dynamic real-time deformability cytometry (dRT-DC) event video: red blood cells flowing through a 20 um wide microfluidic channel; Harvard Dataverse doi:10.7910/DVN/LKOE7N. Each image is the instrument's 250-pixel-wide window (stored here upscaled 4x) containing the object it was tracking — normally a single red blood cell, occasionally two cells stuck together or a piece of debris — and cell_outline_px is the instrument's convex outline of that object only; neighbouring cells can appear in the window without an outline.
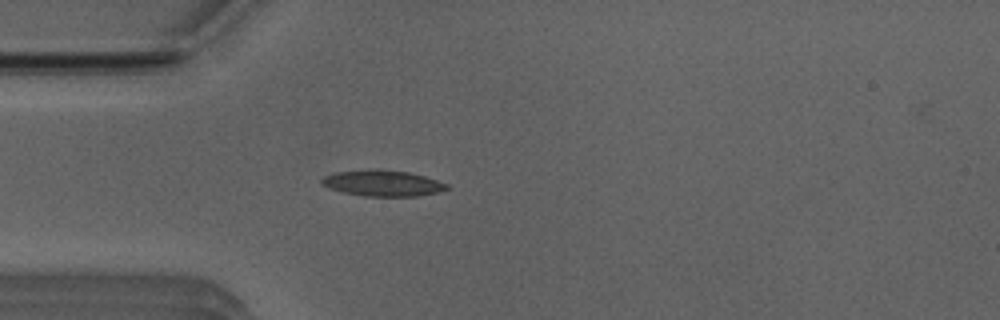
{"species": "Egyptian fruit bat (a non-hibernating species)", "species_latin": "Rousettus aegyptiacus", "temperature_condition": "room temperature", "stored_images_in_passage": 38, "camera_frame_rate_fps": 3000, "um_per_image_px": 0.085, "animal": {"sex": "male"}, "frame": {"image": 1, "passage_image": 1, "time_ms": 0.0, "image_size_px": [1000, 320], "cell_outline_px": [[452, 188], [440, 192], [420, 196], [364, 196], [344, 192], [328, 188], [320, 184], [320, 180], [324, 176], [336, 172], [372, 168], [376, 168], [408, 172], [424, 176], [448, 184]], "centroid_in_image_um": [32.53, 15.56], "position_along_channel_um": 52.5, "area_um2": 19.25}}
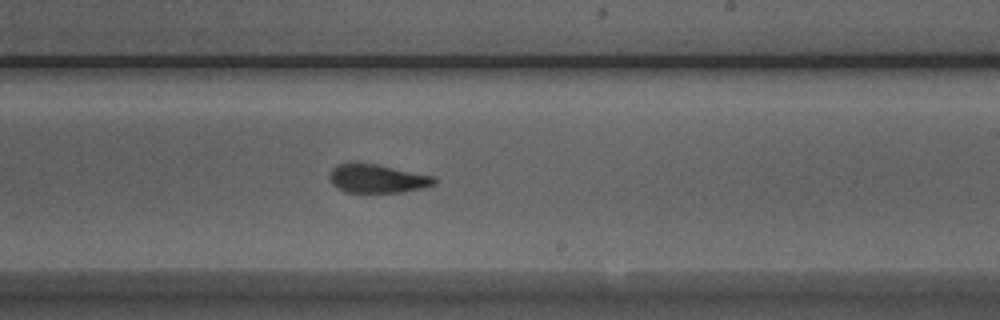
{"frame": {"image": 2, "passage_image": 17, "time_ms": 5.333, "image_size_px": [1000, 320], "cell_outline_px": [[436, 184], [420, 188], [400, 192], [344, 192], [332, 184], [332, 168], [340, 164], [376, 164], [436, 176]], "centroid_in_image_um": [32.14, 15.19], "position_along_channel_um": 256.9, "area_um2": 16.99}}
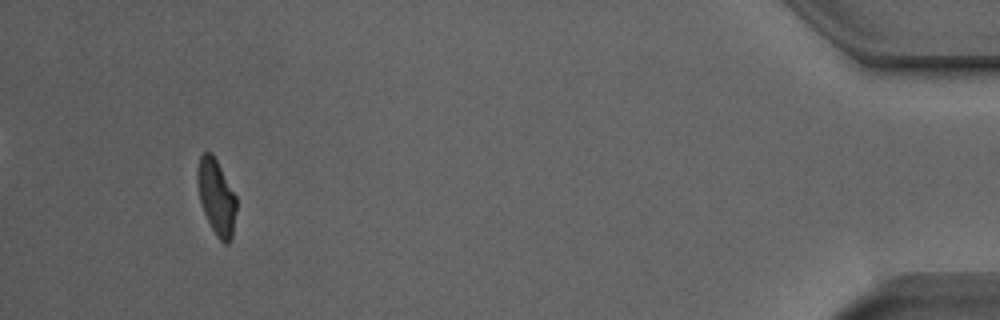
{"frame": {"image": 3, "passage_image": 35, "time_ms": 11.333, "image_size_px": [1000, 320], "cell_outline_px": [[236, 208], [232, 240], [228, 244], [224, 244], [216, 236], [204, 212], [200, 200], [196, 180], [196, 172], [200, 156], [204, 152], [212, 152], [236, 196]], "centroid_in_image_um": [18.39, 16.75], "position_along_channel_um": 416.8, "area_um2": 17.11}, "authors_computed_cell_mechanics": {"area_um2": 17.6868, "velocity_mm_per_s": 3.9551, "shape_relaxation_time_tau1_ms": 7.9058, "shape_relaxation_time_tau2_ms": 2.1273, "deformation_change_tau1": 0.2367, "deformation_change_tau2": 0.087}}